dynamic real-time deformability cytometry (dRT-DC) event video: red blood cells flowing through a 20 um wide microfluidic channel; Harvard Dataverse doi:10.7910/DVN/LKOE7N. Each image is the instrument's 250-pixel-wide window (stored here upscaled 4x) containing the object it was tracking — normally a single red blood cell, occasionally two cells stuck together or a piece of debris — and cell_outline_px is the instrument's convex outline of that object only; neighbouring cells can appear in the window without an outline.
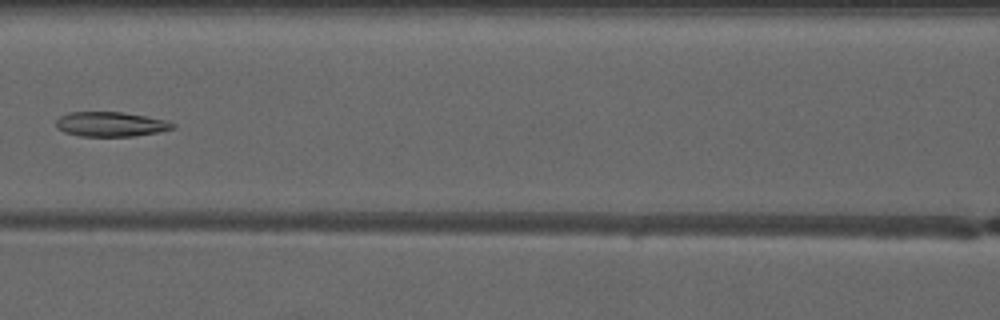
{"species": "common noctule bat (a hibernating species)", "species_latin": "Nyctalus noctula", "temperature_condition": "warm", "stored_images_in_passage": 5, "camera_frame_rate_fps": 3000, "um_per_image_px": 0.085, "animal": {"sex": "male", "forearm_length_mm": 52.5}, "frame": {"image": 1, "passage_image": 5, "time_ms": 4.667, "image_size_px": [1000, 320], "cell_outline_px": [[176, 128], [160, 132], [136, 136], [80, 136], [64, 132], [56, 128], [56, 120], [60, 116], [68, 112], [120, 112], [144, 116], [164, 120], [176, 124]], "centroid_in_image_um": [9.4, 10.56], "position_along_channel_um": 157.2, "area_um2": 16.82}}